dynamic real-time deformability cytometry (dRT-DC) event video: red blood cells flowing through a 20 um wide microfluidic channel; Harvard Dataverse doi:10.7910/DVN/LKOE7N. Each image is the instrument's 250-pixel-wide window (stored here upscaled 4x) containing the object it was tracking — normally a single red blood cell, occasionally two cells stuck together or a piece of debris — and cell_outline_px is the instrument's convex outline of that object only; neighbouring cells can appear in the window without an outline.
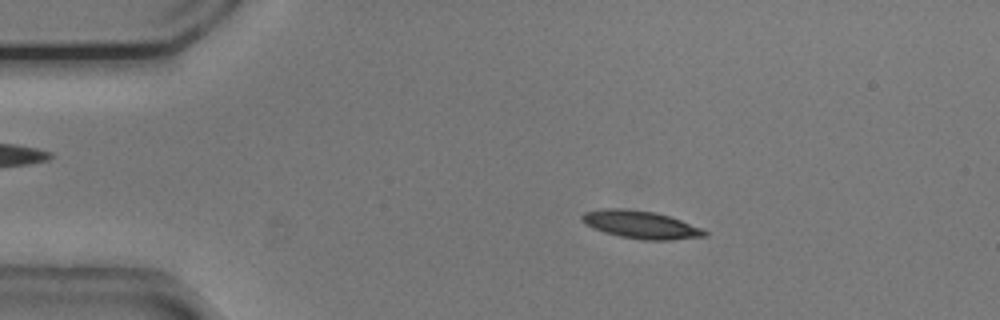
{"species": "common noctule bat (a hibernating species)", "species_latin": "Nyctalus noctula", "temperature_condition": "cold", "stored_images_in_passage": 53, "camera_frame_rate_fps": 3000, "um_per_image_px": 0.085, "animal": {"sex": "male", "body_mass_g": 20.5, "forearm_length_mm": 52.5}, "frame": {"image": 1, "passage_image": 9, "time_ms": 2.667, "image_size_px": [1000, 320], "cell_outline_px": [[708, 236], [668, 240], [644, 240], [620, 236], [604, 232], [584, 224], [580, 220], [580, 216], [584, 212], [604, 208], [624, 208], [656, 212], [680, 220], [700, 228], [708, 232]], "centroid_in_image_um": [54.42, 19.09], "position_along_channel_um": 30.6, "area_um2": 19.83}}
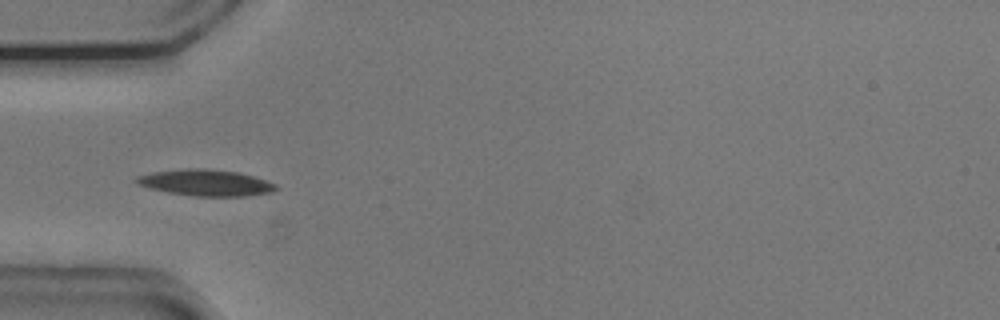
{"frame": {"image": 2, "passage_image": 16, "time_ms": 5.0, "image_size_px": [1000, 320], "cell_outline_px": [[280, 188], [272, 192], [248, 196], [196, 196], [168, 192], [136, 184], [136, 176], [152, 172], [184, 168], [204, 168], [240, 172], [276, 184]], "centroid_in_image_um": [17.51, 15.52], "position_along_channel_um": 67.5, "area_um2": 21.39}}
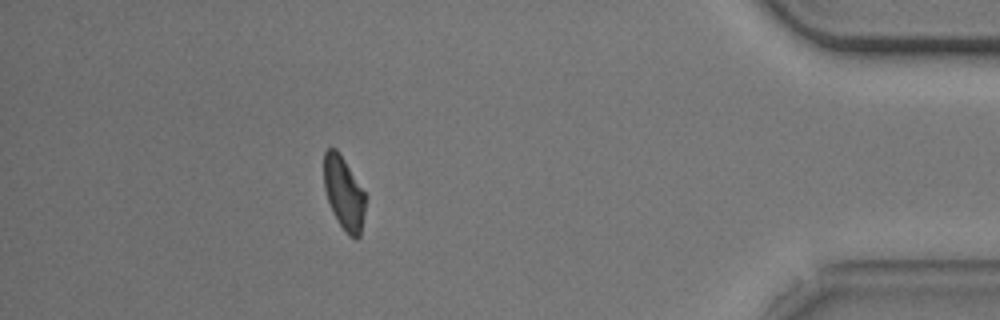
{"frame": {"image": 3, "passage_image": 47, "time_ms": 15.333, "image_size_px": [1000, 320], "cell_outline_px": [[368, 196], [360, 236], [356, 240], [348, 236], [340, 224], [328, 200], [324, 188], [324, 152], [328, 148], [336, 148]], "centroid_in_image_um": [29.27, 16.44], "position_along_channel_um": 405.9, "area_um2": 17.74}, "authors_computed_cell_mechanics": {"area_um2": 19.0162, "velocity_mm_per_s": 3.7381, "shape_relaxation_time_tau1_ms": 2.5983, "shape_relaxation_time_tau2_ms": 10.0287, "deformation_change_tau1": 0.1176, "deformation_change_tau2": 0.1611}}